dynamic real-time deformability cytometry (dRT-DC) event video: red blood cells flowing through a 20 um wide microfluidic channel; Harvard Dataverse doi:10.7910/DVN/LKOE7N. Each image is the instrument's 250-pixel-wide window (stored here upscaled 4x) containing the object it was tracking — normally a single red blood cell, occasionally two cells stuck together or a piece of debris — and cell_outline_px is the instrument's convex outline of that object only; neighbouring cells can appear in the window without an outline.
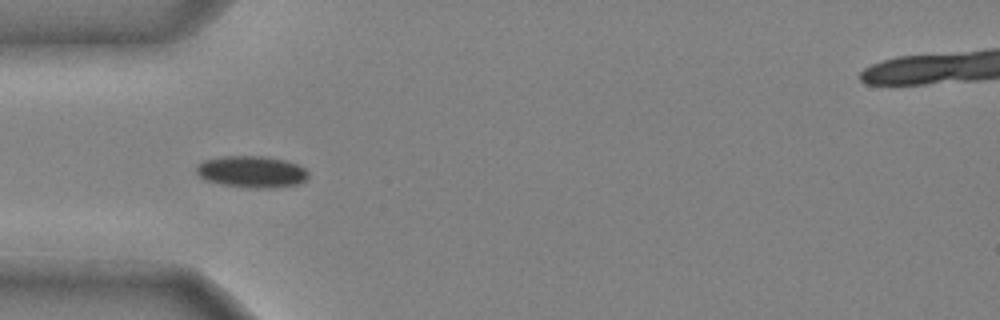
{"species": "common noctule bat (a hibernating species)", "species_latin": "Nyctalus noctula", "temperature_condition": "cold", "stored_images_in_passage": 19, "camera_frame_rate_fps": 3000, "um_per_image_px": 0.085, "animal": {"sex": "male", "body_mass_g": 20.4}, "frame": {"image": 1, "passage_image": 4, "time_ms": 1.0, "image_size_px": [1000, 320], "cell_outline_px": [[308, 176], [300, 184], [272, 188], [248, 188], [220, 184], [204, 180], [196, 172], [196, 164], [204, 160], [224, 156], [264, 156], [284, 160], [296, 164], [304, 168], [308, 172]], "centroid_in_image_um": [21.37, 14.61], "position_along_channel_um": 63.6, "area_um2": 20.81}}
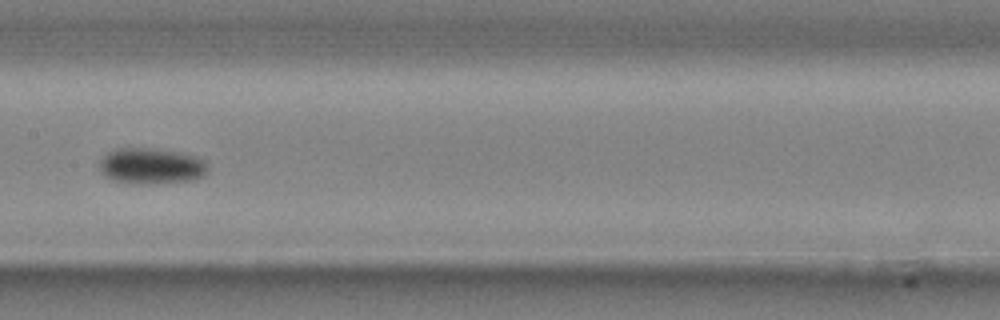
{"frame": {"image": 2, "passage_image": 14, "time_ms": 4.333, "image_size_px": [1000, 320], "cell_outline_px": [[208, 172], [204, 176], [192, 180], [160, 184], [128, 184], [104, 176], [100, 172], [100, 160], [108, 152], [116, 148], [152, 148], [184, 152], [196, 156], [204, 160], [208, 164]], "centroid_in_image_um": [12.89, 14.12], "position_along_channel_um": 194.5, "area_um2": 23.29}}